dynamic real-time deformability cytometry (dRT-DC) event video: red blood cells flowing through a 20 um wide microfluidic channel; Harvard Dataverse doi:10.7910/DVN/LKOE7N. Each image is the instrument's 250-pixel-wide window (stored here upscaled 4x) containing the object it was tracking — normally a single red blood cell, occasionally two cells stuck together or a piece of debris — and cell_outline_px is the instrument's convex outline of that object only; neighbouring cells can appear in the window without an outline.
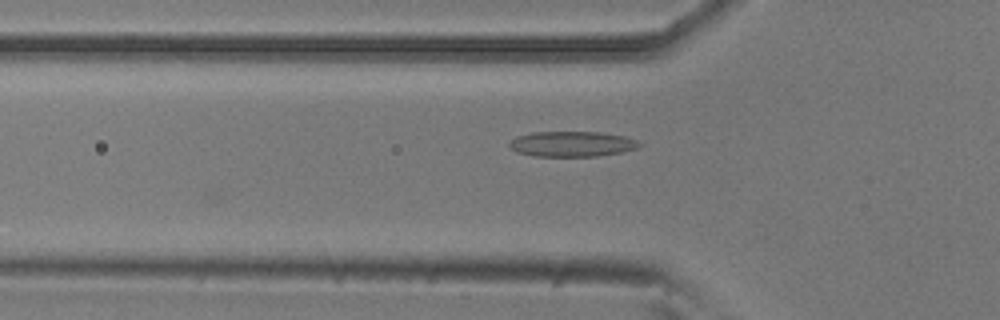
{"species": "common noctule bat (a hibernating species)", "species_latin": "Nyctalus noctula", "temperature_condition": "room temperature", "stored_images_in_passage": 33, "camera_frame_rate_fps": 3000, "um_per_image_px": 0.085, "animal": {"sex": "male", "body_mass_g": 20.5, "forearm_length_mm": 52.5}, "frame": {"image": 1, "passage_image": 6, "time_ms": 1.667, "image_size_px": [1000, 320], "cell_outline_px": [[644, 144], [636, 148], [620, 152], [596, 156], [532, 156], [516, 152], [508, 144], [516, 136], [532, 132], [600, 132], [624, 136], [636, 140]], "centroid_in_image_um": [48.6, 12.23], "position_along_channel_um": 77.2, "area_um2": 19.13}}
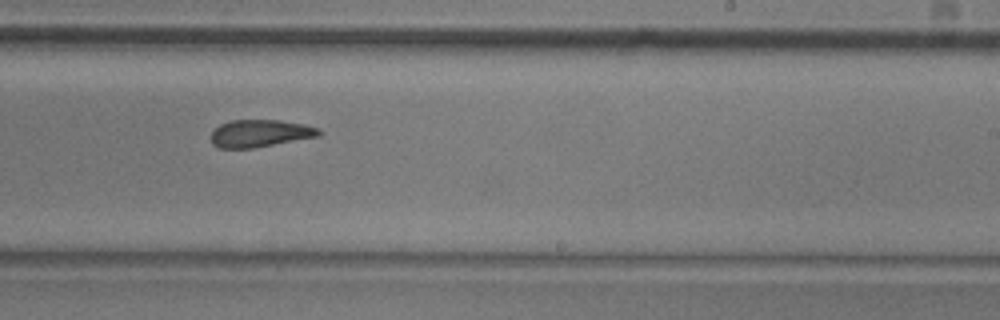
{"frame": {"image": 2, "passage_image": 21, "time_ms": 6.667, "image_size_px": [1000, 320], "cell_outline_px": [[320, 136], [252, 148], [220, 148], [212, 144], [212, 128], [220, 124], [232, 120], [280, 120], [304, 124], [320, 128]], "centroid_in_image_um": [22.09, 11.33], "position_along_channel_um": 266.9, "area_um2": 17.22}}
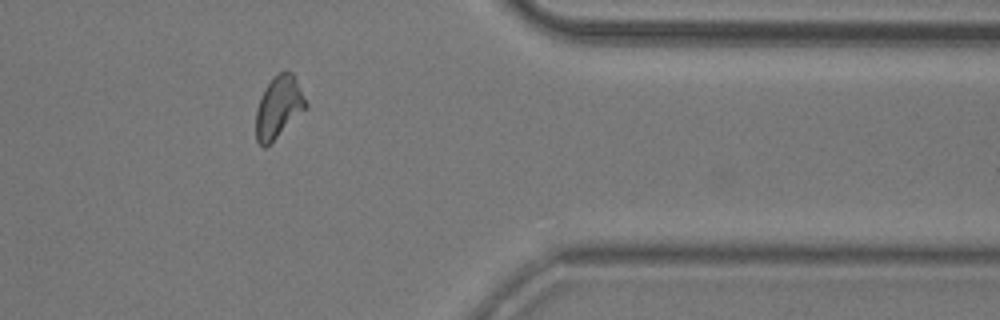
{"frame": {"image": 3, "passage_image": 32, "time_ms": 10.333, "image_size_px": [1000, 320], "cell_outline_px": [[308, 108], [264, 148], [256, 140], [256, 112], [260, 96], [264, 88], [272, 76], [284, 68], [288, 68], [292, 72], [308, 104]], "centroid_in_image_um": [23.69, 9.04], "position_along_channel_um": 387.7, "area_um2": 18.21}}